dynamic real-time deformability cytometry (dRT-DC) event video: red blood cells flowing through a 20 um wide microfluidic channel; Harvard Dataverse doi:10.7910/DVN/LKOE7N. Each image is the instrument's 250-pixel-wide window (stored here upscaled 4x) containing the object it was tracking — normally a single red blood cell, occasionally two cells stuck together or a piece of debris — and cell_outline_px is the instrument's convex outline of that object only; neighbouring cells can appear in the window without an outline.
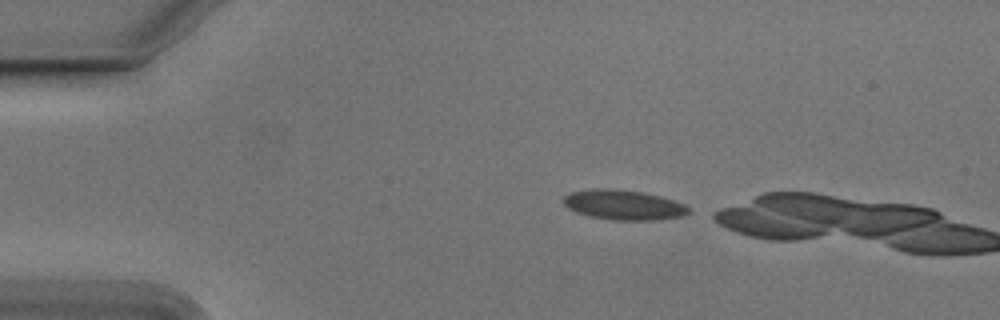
{"species": "Egyptian fruit bat (a non-hibernating species)", "species_latin": "Rousettus aegyptiacus", "temperature_condition": "cold", "stored_images_in_passage": 3, "camera_frame_rate_fps": 3000, "um_per_image_px": 0.085, "animal": {"sex": "male"}, "frame": {"image": 1, "passage_image": 1, "time_ms": 0.0, "image_size_px": [1000, 320], "cell_outline_px": [[688, 212], [684, 216], [652, 220], [612, 220], [588, 216], [576, 212], [568, 208], [560, 200], [568, 192], [592, 188], [616, 188], [644, 192], [660, 196], [684, 204], [688, 208]], "centroid_in_image_um": [52.92, 17.4], "position_along_channel_um": 32.1, "area_um2": 22.08}}